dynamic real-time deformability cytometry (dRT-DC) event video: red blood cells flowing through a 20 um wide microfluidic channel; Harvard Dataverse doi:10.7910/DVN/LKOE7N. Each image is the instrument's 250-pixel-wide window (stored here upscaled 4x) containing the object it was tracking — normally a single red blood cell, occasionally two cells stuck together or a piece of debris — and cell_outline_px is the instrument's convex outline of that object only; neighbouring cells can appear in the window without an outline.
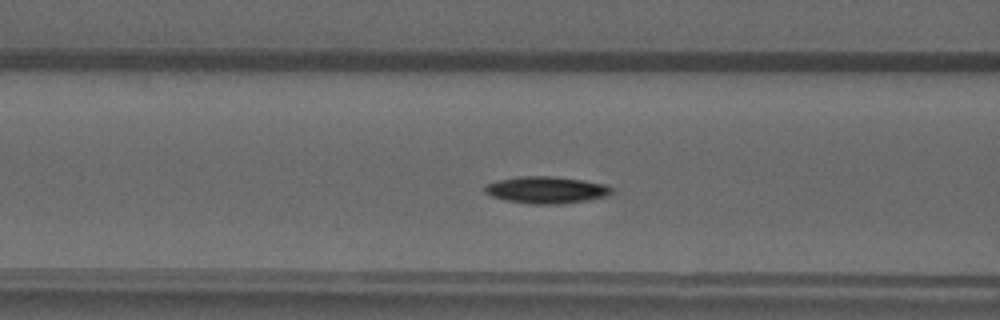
{"species": "common noctule bat (a hibernating species)", "species_latin": "Nyctalus noctula", "temperature_condition": "warm", "stored_images_in_passage": 44, "camera_frame_rate_fps": 3000, "um_per_image_px": 0.085, "animal": {"sex": "male", "forearm_length_mm": 52.5}, "frame": {"image": 1, "passage_image": 15, "time_ms": 4.667, "image_size_px": [1000, 320], "cell_outline_px": [[612, 192], [608, 196], [588, 200], [560, 204], [528, 204], [504, 200], [492, 196], [484, 192], [484, 184], [496, 180], [520, 176], [552, 176], [584, 180], [604, 184], [612, 188]], "centroid_in_image_um": [46.4, 16.14], "position_along_channel_um": 120.2, "area_um2": 20.11}}
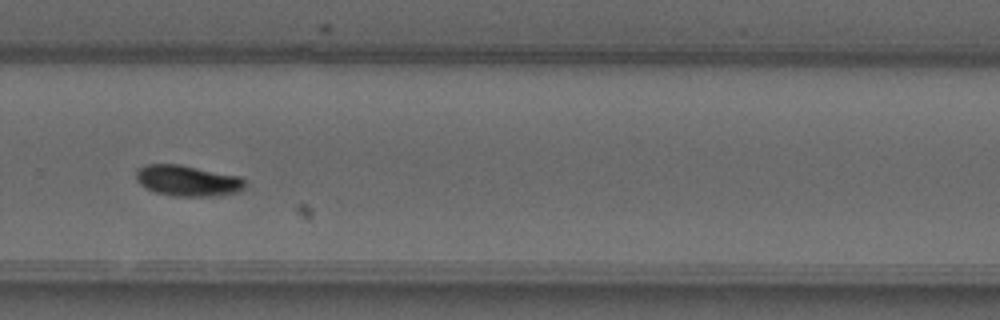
{"frame": {"image": 2, "passage_image": 29, "time_ms": 9.333, "image_size_px": [1000, 320], "cell_outline_px": [[244, 188], [240, 192], [212, 196], [176, 196], [156, 192], [140, 184], [136, 180], [136, 172], [140, 168], [148, 164], [180, 164], [240, 176], [244, 180]], "centroid_in_image_um": [15.97, 15.35], "position_along_channel_um": 313.8, "area_um2": 19.48}}
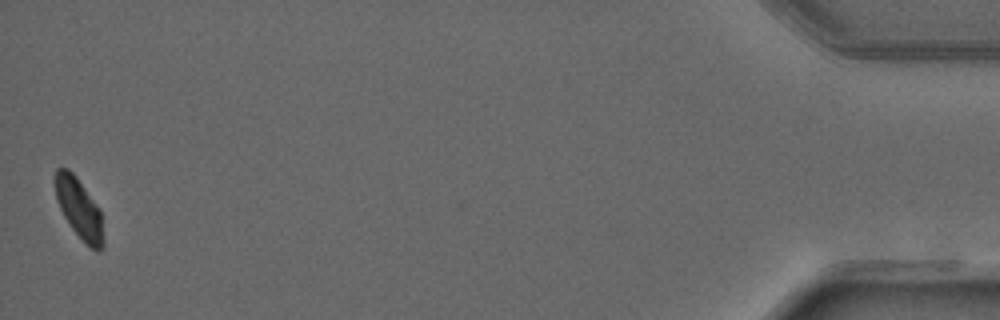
{"frame": {"image": 3, "passage_image": 44, "time_ms": 14.333, "image_size_px": [1000, 320], "cell_outline_px": [[104, 248], [100, 252], [96, 252], [72, 228], [64, 216], [56, 200], [52, 180], [56, 168], [68, 168], [76, 176], [100, 208], [104, 240]], "centroid_in_image_um": [6.71, 17.68], "position_along_channel_um": 428.5, "area_um2": 17.17}}